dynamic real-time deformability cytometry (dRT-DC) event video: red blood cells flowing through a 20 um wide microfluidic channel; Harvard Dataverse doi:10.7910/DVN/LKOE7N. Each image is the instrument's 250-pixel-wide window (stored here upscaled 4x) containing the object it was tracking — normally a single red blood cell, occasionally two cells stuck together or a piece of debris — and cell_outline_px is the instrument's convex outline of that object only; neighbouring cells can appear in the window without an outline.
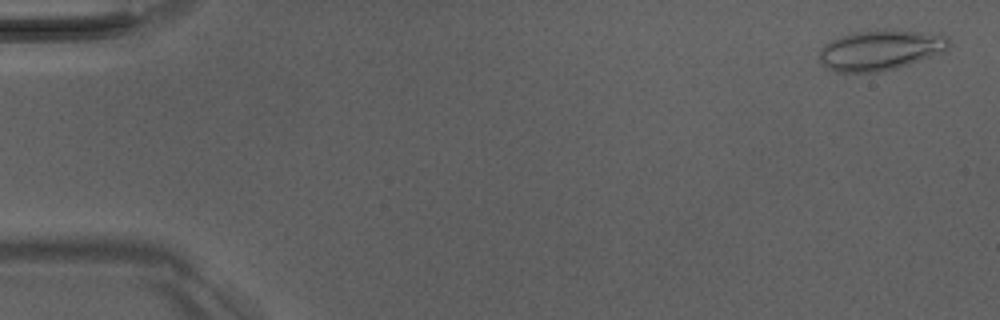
{"species": "Egyptian fruit bat (a non-hibernating species)", "species_latin": "Rousettus aegyptiacus", "temperature_condition": "room temperature", "stored_images_in_passage": 51, "camera_frame_rate_fps": 3000, "um_per_image_px": 0.085, "animal": {"sex": "male"}, "frame": {"image": 1, "passage_image": 2, "time_ms": 0.333, "image_size_px": [1000, 320], "cell_outline_px": [[952, 44], [944, 52], [896, 68], [880, 72], [836, 72], [828, 68], [820, 60], [820, 48], [824, 44], [832, 40], [852, 32], [876, 28], [884, 28], [948, 36]], "centroid_in_image_um": [74.83, 4.24], "position_along_channel_um": 10.2, "area_um2": 30.58}}
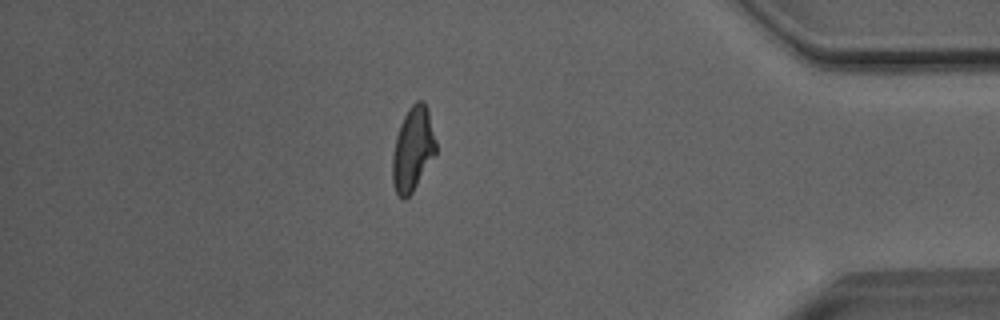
{"frame": {"image": 2, "passage_image": 44, "time_ms": 14.333, "image_size_px": [1000, 320], "cell_outline_px": [[436, 152], [412, 192], [404, 200], [396, 192], [392, 180], [392, 156], [396, 136], [400, 124], [408, 108], [416, 100], [424, 100], [428, 112], [436, 140]], "centroid_in_image_um": [35.07, 12.65], "position_along_channel_um": 400.1, "area_um2": 21.04}}
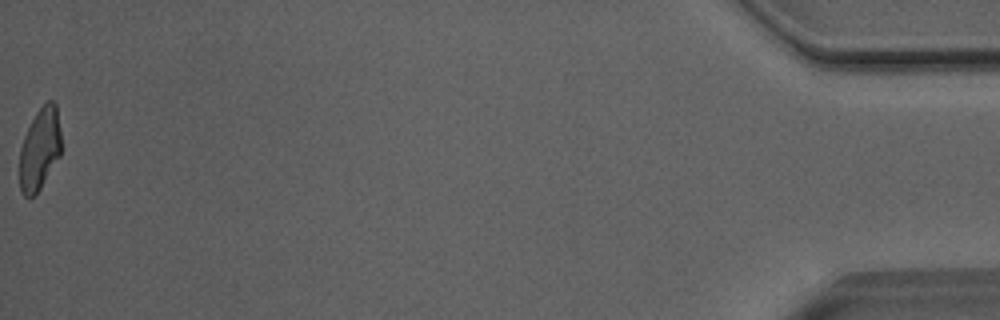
{"frame": {"image": 3, "passage_image": 51, "time_ms": 16.667, "image_size_px": [1000, 320], "cell_outline_px": [[60, 156], [36, 196], [24, 196], [20, 192], [20, 148], [24, 136], [36, 112], [48, 100], [52, 100], [56, 104], [60, 132]], "centroid_in_image_um": [3.37, 12.7], "position_along_channel_um": 431.8, "area_um2": 19.83}, "authors_computed_cell_mechanics": {"area_um2": 21.8484, "velocity_mm_per_s": 4.0776, "shape_relaxation_time_tau1_ms": 7.0016, "shape_relaxation_time_tau2_ms": 1.0381, "deformation_change_tau1": 0.2007, "deformation_change_tau2": 0.0727}}